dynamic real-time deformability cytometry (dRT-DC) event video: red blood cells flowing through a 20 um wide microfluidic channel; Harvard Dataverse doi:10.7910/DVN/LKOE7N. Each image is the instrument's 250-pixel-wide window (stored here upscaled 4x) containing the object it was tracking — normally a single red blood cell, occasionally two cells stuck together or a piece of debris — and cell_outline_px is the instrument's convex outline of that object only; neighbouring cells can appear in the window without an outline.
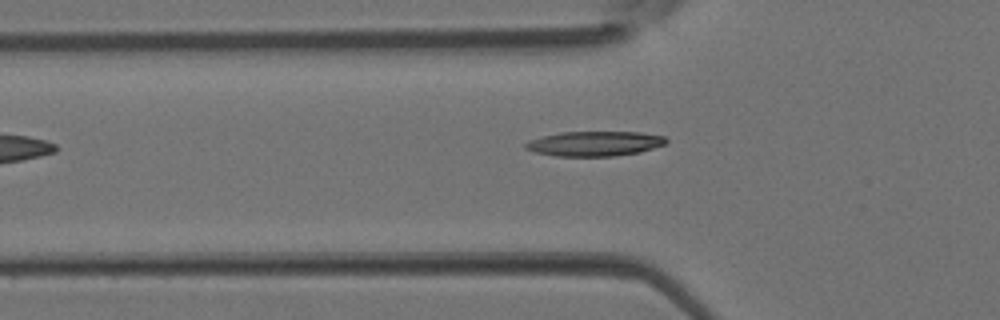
{"species": "Egyptian fruit bat (a non-hibernating species)", "species_latin": "Rousettus aegyptiacus", "temperature_condition": "room temperature", "stored_images_in_passage": 5, "segment_of_instrument_passage": [1, 2], "camera_frame_rate_fps": 3000, "um_per_image_px": 0.085, "animal": {"sex": "female"}, "frame": {"image": 1, "passage_image": 4, "time_ms": 1.0, "image_size_px": [1000, 320], "cell_outline_px": [[668, 140], [664, 144], [640, 152], [616, 156], [556, 156], [536, 152], [524, 148], [524, 144], [528, 140], [560, 132], [640, 132], [664, 136]], "centroid_in_image_um": [50.53, 12.21], "position_along_channel_um": 75.3, "area_um2": 20.29}}